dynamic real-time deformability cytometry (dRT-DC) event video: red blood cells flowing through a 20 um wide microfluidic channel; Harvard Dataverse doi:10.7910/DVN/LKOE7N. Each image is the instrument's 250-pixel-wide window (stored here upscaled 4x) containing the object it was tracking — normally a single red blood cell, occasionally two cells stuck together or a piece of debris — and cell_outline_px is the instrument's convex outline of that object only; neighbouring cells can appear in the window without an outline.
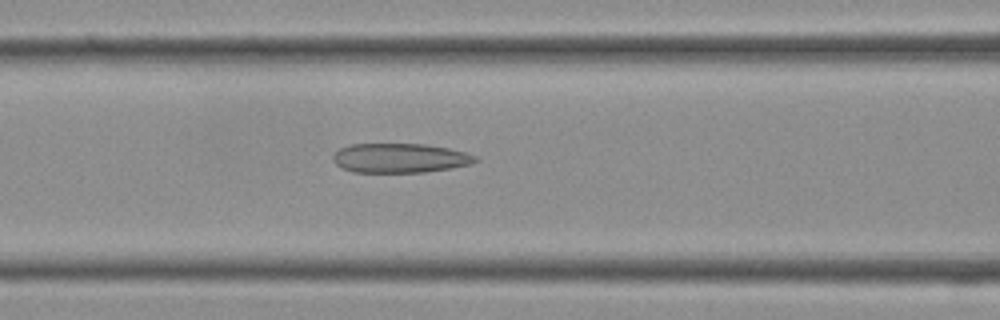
{"species": "Egyptian fruit bat (a non-hibernating species)", "species_latin": "Rousettus aegyptiacus", "temperature_condition": "cold", "stored_images_in_passage": 27, "camera_frame_rate_fps": 3000, "um_per_image_px": 0.085, "frame": {"image": 1, "passage_image": 5, "time_ms": 1.333, "image_size_px": [1000, 320], "cell_outline_px": [[480, 160], [468, 164], [452, 168], [424, 172], [352, 172], [340, 168], [332, 160], [332, 156], [340, 148], [352, 144], [424, 144], [448, 148], [464, 152], [476, 156]], "centroid_in_image_um": [33.96, 13.44], "position_along_channel_um": 132.6, "area_um2": 24.39}}
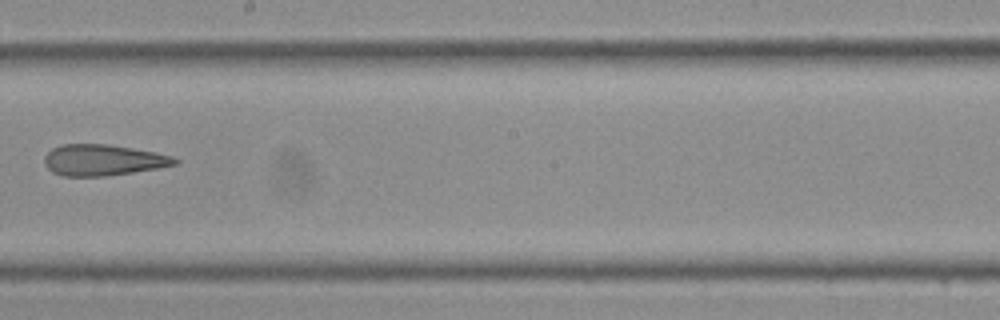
{"frame": {"image": 2, "passage_image": 11, "time_ms": 3.333, "image_size_px": [1000, 320], "cell_outline_px": [[180, 160], [176, 164], [160, 168], [108, 176], [64, 176], [52, 172], [44, 164], [44, 156], [52, 148], [60, 144], [108, 144], [156, 152], [172, 156]], "centroid_in_image_um": [8.76, 13.6], "position_along_channel_um": 239.4, "area_um2": 23.81}}
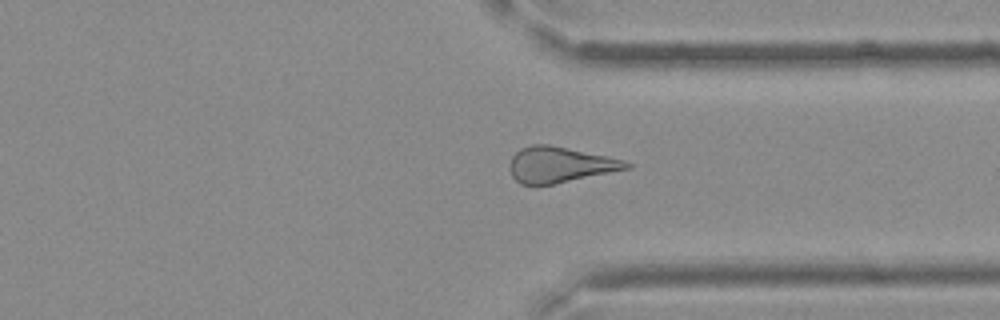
{"frame": {"image": 3, "passage_image": 18, "time_ms": 5.667, "image_size_px": [1000, 320], "cell_outline_px": [[632, 168], [556, 184], [520, 184], [512, 176], [508, 164], [512, 156], [520, 148], [532, 144], [548, 144], [608, 156], [624, 160], [632, 164]], "centroid_in_image_um": [47.6, 14.0], "position_along_channel_um": 363.8, "area_um2": 24.45}}